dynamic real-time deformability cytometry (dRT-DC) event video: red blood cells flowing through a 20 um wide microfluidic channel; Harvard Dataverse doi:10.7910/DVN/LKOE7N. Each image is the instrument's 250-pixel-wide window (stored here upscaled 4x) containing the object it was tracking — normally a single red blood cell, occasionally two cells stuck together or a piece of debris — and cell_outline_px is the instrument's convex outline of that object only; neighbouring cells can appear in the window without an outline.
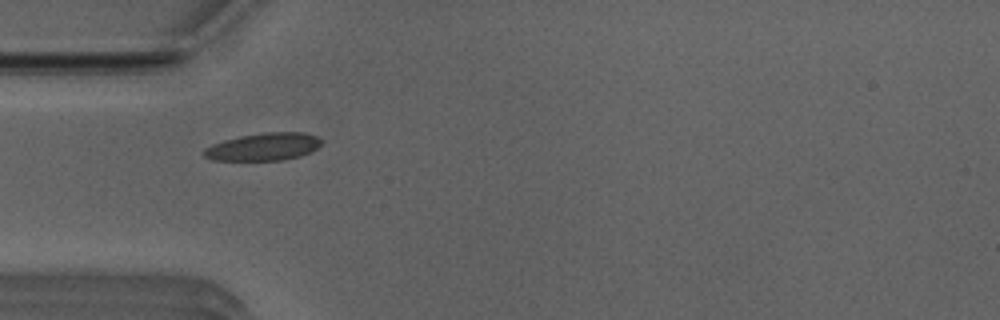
{"species": "Egyptian fruit bat (a non-hibernating species)", "species_latin": "Rousettus aegyptiacus", "temperature_condition": "room temperature", "stored_images_in_passage": 34, "camera_frame_rate_fps": 3000, "um_per_image_px": 0.085, "animal": {"sex": "male"}, "frame": {"image": 1, "passage_image": 1, "time_ms": 0.0, "image_size_px": [1000, 320], "cell_outline_px": [[324, 140], [316, 148], [300, 156], [284, 160], [212, 160], [204, 156], [204, 148], [212, 144], [224, 140], [240, 136], [264, 132], [304, 132], [316, 136]], "centroid_in_image_um": [22.4, 12.47], "position_along_channel_um": 62.6, "area_um2": 18.84}}
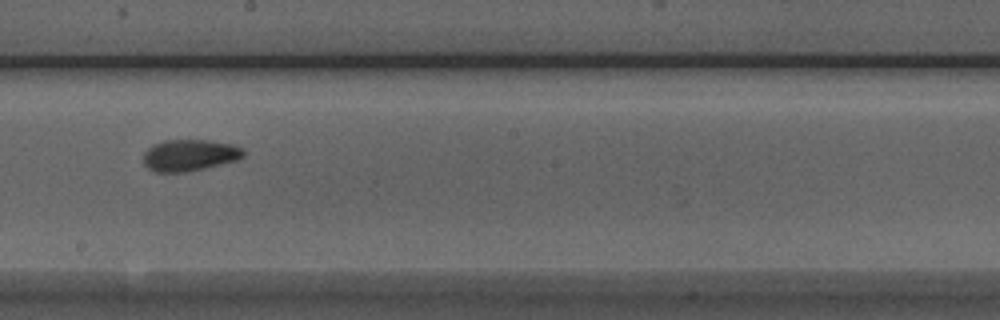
{"frame": {"image": 2, "passage_image": 14, "time_ms": 4.333, "image_size_px": [1000, 320], "cell_outline_px": [[244, 156], [236, 160], [204, 168], [184, 172], [156, 172], [148, 168], [144, 164], [144, 152], [152, 144], [164, 140], [208, 140], [236, 144], [244, 148]], "centroid_in_image_um": [16.13, 13.17], "position_along_channel_um": 232.1, "area_um2": 18.5}}
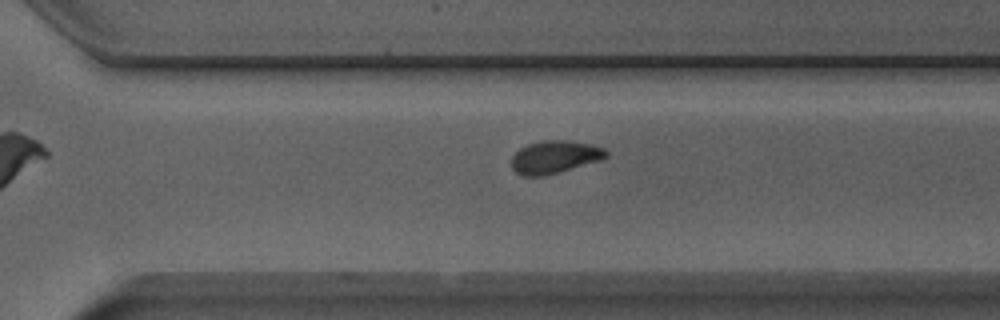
{"frame": {"image": 3, "passage_image": 21, "time_ms": 6.667, "image_size_px": [1000, 320], "cell_outline_px": [[608, 156], [600, 160], [544, 176], [524, 176], [516, 172], [512, 168], [512, 156], [520, 148], [528, 144], [540, 140], [568, 140], [592, 144], [604, 148], [608, 152]], "centroid_in_image_um": [47.15, 13.33], "position_along_channel_um": 323.5, "area_um2": 18.03}, "authors_computed_cell_mechanics": {"area_um2": 18.2359, "velocity_mm_per_s": 3.9256, "shape_relaxation_time_tau1_ms": 3.5506, "shape_relaxation_time_tau2_ms": 1.9295, "deformation_change_tau1": 0.1418, "deformation_change_tau2": 0.0678}}